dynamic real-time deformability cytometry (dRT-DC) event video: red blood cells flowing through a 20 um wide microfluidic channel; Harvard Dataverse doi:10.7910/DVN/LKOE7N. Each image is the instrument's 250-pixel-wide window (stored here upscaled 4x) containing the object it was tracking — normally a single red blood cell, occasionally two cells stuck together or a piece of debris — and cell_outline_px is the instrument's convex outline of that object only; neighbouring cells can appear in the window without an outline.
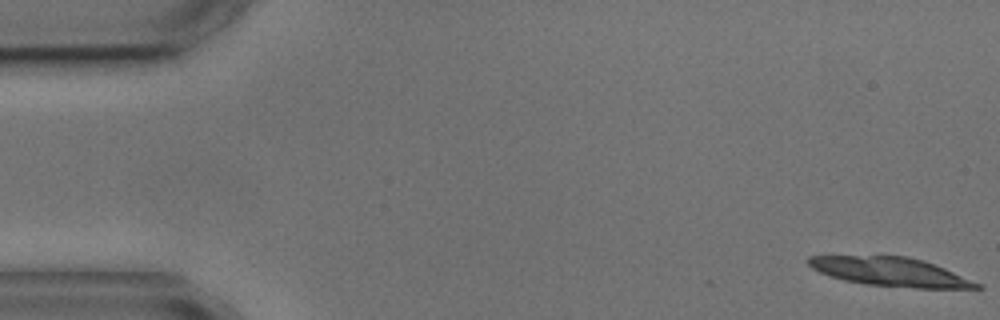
{"species": "common noctule bat (a hibernating species)", "species_latin": "Nyctalus noctula", "temperature_condition": "cold", "stored_images_in_passage": 5, "camera_frame_rate_fps": 3000, "um_per_image_px": 0.085, "animal": {"sex": "male", "body_mass_g": 17.9, "forearm_length_mm": 54.2}, "frame": {"image": 1, "passage_image": 1, "time_ms": 0.0, "image_size_px": [1000, 320], "cell_outline_px": [[984, 288], [916, 288], [864, 284], [844, 280], [820, 272], [812, 268], [804, 260], [808, 256], [908, 256], [944, 268], [984, 284]], "centroid_in_image_um": [75.7, 23.11], "position_along_channel_um": 9.3, "area_um2": 28.09}}
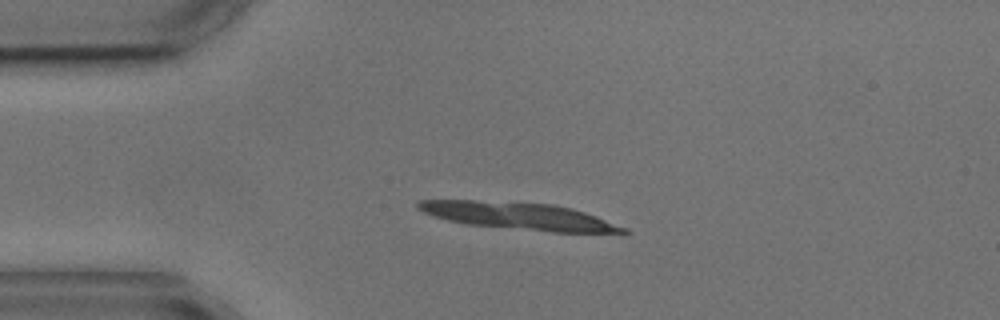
{"frame": {"image": 2, "passage_image": 4, "time_ms": 3.667, "image_size_px": [1000, 320], "cell_outline_px": [[632, 232], [552, 232], [464, 224], [448, 220], [424, 212], [416, 208], [416, 200], [476, 200], [552, 204], [572, 208], [596, 216], [628, 228]], "centroid_in_image_um": [44.08, 18.35], "position_along_channel_um": 40.9, "area_um2": 32.19}}